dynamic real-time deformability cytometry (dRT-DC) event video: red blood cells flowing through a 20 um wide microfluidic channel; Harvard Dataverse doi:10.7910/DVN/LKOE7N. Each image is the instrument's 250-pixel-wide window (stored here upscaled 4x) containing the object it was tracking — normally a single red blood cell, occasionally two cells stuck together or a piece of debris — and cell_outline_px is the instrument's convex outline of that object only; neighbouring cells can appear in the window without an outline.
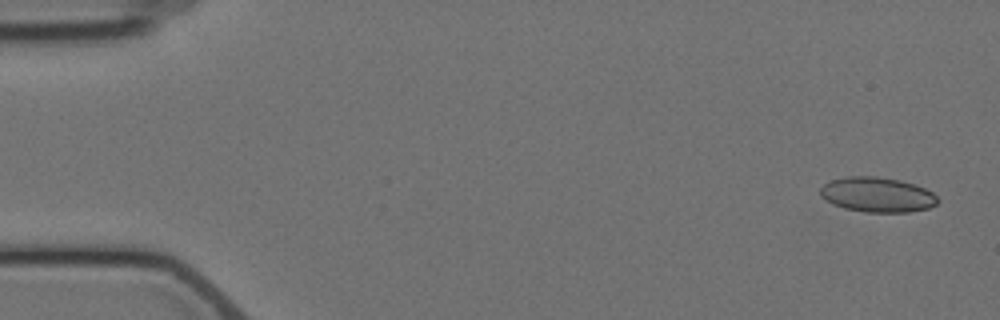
{"species": "Egyptian fruit bat (a non-hibernating species)", "species_latin": "Rousettus aegyptiacus", "temperature_condition": "cold", "stored_images_in_passage": 4, "camera_frame_rate_fps": 3000, "um_per_image_px": 0.085, "animal": {"sex": "female"}, "frame": {"image": 1, "passage_image": 1, "time_ms": 0.0, "image_size_px": [1000, 320], "cell_outline_px": [[940, 200], [936, 204], [928, 208], [908, 212], [864, 212], [844, 208], [832, 204], [820, 196], [820, 188], [828, 180], [848, 176], [876, 176], [900, 180], [924, 188], [932, 192]], "centroid_in_image_um": [74.53, 16.54], "position_along_channel_um": 10.5, "area_um2": 23.99}}